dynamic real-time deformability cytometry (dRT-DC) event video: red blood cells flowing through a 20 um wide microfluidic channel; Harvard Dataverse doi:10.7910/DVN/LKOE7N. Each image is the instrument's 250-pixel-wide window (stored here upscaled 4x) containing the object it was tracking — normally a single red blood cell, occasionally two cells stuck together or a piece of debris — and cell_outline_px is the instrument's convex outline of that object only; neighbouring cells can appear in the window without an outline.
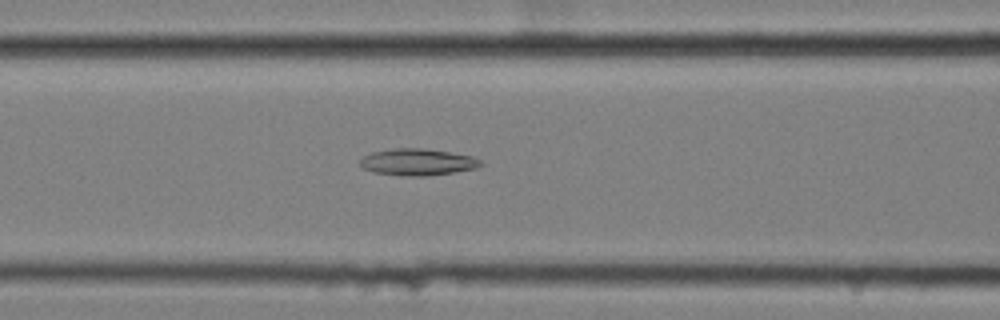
{"species": "common noctule bat (a hibernating species)", "species_latin": "Nyctalus noctula", "temperature_condition": "cold", "stored_images_in_passage": 56, "camera_frame_rate_fps": 3000, "um_per_image_px": 0.085, "animal": {"sex": "female", "body_mass_g": 25.1}, "frame": {"image": 1, "passage_image": 22, "time_ms": 7.0, "image_size_px": [1000, 320], "cell_outline_px": [[484, 164], [476, 168], [428, 176], [404, 176], [372, 172], [364, 168], [360, 164], [360, 160], [364, 156], [372, 152], [392, 148], [424, 148], [472, 156], [480, 160]], "centroid_in_image_um": [35.48, 13.77], "position_along_channel_um": 131.1, "area_um2": 18.73}}
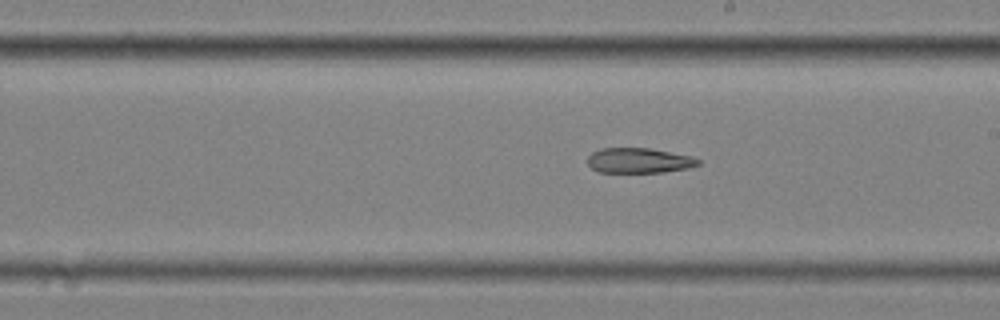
{"frame": {"image": 2, "passage_image": 31, "time_ms": 10.0, "image_size_px": [1000, 320], "cell_outline_px": [[700, 164], [688, 168], [664, 172], [600, 172], [592, 168], [588, 164], [588, 156], [592, 152], [600, 148], [648, 148], [692, 156], [700, 160]], "centroid_in_image_um": [54.31, 13.64], "position_along_channel_um": 234.7, "area_um2": 16.13}}
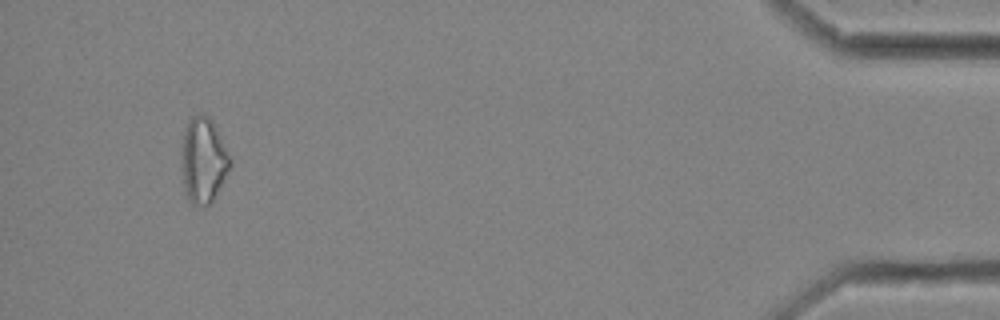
{"frame": {"image": 3, "passage_image": 53, "time_ms": 17.333, "image_size_px": [1000, 320], "cell_outline_px": [[232, 168], [212, 200], [204, 208], [192, 204], [188, 200], [184, 188], [180, 160], [180, 152], [184, 132], [192, 116], [200, 112], [208, 116], [212, 120], [232, 160]], "centroid_in_image_um": [17.28, 13.64], "position_along_channel_um": 417.9, "area_um2": 24.62}}